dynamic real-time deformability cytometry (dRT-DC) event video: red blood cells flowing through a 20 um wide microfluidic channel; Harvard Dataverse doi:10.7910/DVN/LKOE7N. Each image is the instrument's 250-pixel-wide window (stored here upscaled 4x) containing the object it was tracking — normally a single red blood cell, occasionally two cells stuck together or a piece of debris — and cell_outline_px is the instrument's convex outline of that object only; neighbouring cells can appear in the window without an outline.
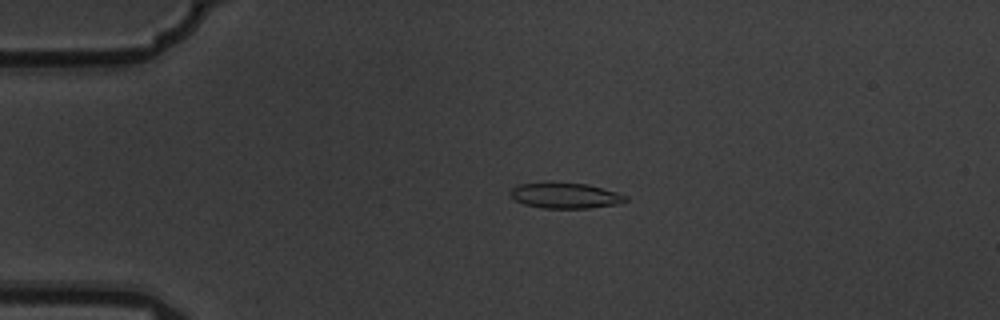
{"species": "common noctule bat (a hibernating species)", "species_latin": "Nyctalus noctula", "temperature_condition": "warm", "stored_images_in_passage": 5, "camera_frame_rate_fps": 3000, "um_per_image_px": 0.085, "animal": {"sex": "male", "body_mass_g": 19.5, "forearm_length_mm": 54.6}, "frame": {"image": 1, "passage_image": 4, "time_ms": 1.0, "image_size_px": [1000, 320], "cell_outline_px": [[628, 200], [620, 204], [588, 208], [544, 208], [524, 204], [516, 200], [512, 196], [512, 188], [520, 184], [548, 180], [588, 184], [616, 192], [628, 196]], "centroid_in_image_um": [48.07, 16.59], "position_along_channel_um": 36.9, "area_um2": 17.57}}